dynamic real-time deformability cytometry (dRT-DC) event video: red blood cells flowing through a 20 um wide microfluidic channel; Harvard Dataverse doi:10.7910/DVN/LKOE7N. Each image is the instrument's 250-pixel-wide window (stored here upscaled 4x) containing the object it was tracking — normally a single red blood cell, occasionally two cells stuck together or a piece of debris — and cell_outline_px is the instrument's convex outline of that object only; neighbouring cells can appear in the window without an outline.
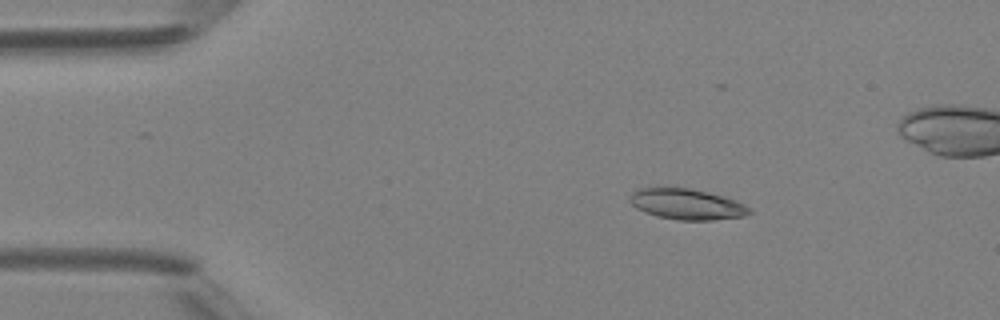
{"species": "Egyptian fruit bat (a non-hibernating species)", "species_latin": "Rousettus aegyptiacus", "temperature_condition": "room temperature", "stored_images_in_passage": 6, "camera_frame_rate_fps": 3000, "um_per_image_px": 0.085, "animal": {"sex": "female"}, "frame": {"image": 1, "passage_image": 3, "time_ms": 2.333, "image_size_px": [1000, 320], "cell_outline_px": [[752, 212], [744, 216], [712, 220], [676, 220], [656, 216], [644, 212], [636, 208], [628, 200], [632, 192], [636, 188], [688, 188], [708, 192], [724, 196], [736, 200], [752, 208]], "centroid_in_image_um": [58.38, 17.36], "position_along_channel_um": 26.6, "area_um2": 21.56}}
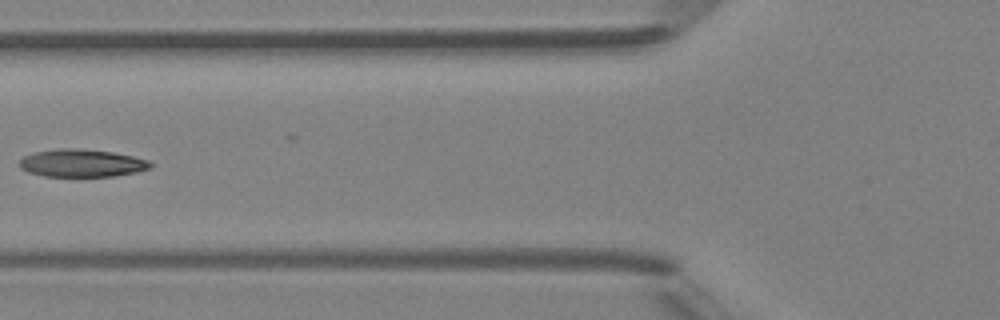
{"frame": {"image": 2, "passage_image": 6, "time_ms": 6.0, "image_size_px": [1000, 320], "cell_outline_px": [[152, 168], [136, 172], [116, 176], [44, 176], [28, 172], [20, 168], [20, 160], [24, 156], [36, 152], [56, 148], [80, 148], [112, 152], [132, 156], [148, 160], [152, 164]], "centroid_in_image_um": [6.96, 13.86], "position_along_channel_um": 118.8, "area_um2": 21.15}}